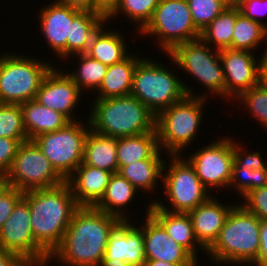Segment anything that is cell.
<instances>
[{
    "mask_svg": "<svg viewBox=\"0 0 267 266\" xmlns=\"http://www.w3.org/2000/svg\"><path fill=\"white\" fill-rule=\"evenodd\" d=\"M143 266H198V264H172L160 260H145Z\"/></svg>",
    "mask_w": 267,
    "mask_h": 266,
    "instance_id": "cell-49",
    "label": "cell"
},
{
    "mask_svg": "<svg viewBox=\"0 0 267 266\" xmlns=\"http://www.w3.org/2000/svg\"><path fill=\"white\" fill-rule=\"evenodd\" d=\"M10 182L6 175H0V197L10 188Z\"/></svg>",
    "mask_w": 267,
    "mask_h": 266,
    "instance_id": "cell-50",
    "label": "cell"
},
{
    "mask_svg": "<svg viewBox=\"0 0 267 266\" xmlns=\"http://www.w3.org/2000/svg\"><path fill=\"white\" fill-rule=\"evenodd\" d=\"M234 202L225 205L217 197L211 196L188 214L193 224L194 235L199 244L207 250L217 239Z\"/></svg>",
    "mask_w": 267,
    "mask_h": 266,
    "instance_id": "cell-20",
    "label": "cell"
},
{
    "mask_svg": "<svg viewBox=\"0 0 267 266\" xmlns=\"http://www.w3.org/2000/svg\"><path fill=\"white\" fill-rule=\"evenodd\" d=\"M240 12L267 29V24L260 17L267 14V0H246L240 7Z\"/></svg>",
    "mask_w": 267,
    "mask_h": 266,
    "instance_id": "cell-43",
    "label": "cell"
},
{
    "mask_svg": "<svg viewBox=\"0 0 267 266\" xmlns=\"http://www.w3.org/2000/svg\"><path fill=\"white\" fill-rule=\"evenodd\" d=\"M72 56L74 58L75 56L79 58V64L77 67L78 70L75 67L76 71L72 70L71 73L69 71H66L67 74L78 86L82 94L85 92V90H90L91 92L93 90L97 92L107 72L108 66L102 64L98 60L90 58L85 53Z\"/></svg>",
    "mask_w": 267,
    "mask_h": 266,
    "instance_id": "cell-33",
    "label": "cell"
},
{
    "mask_svg": "<svg viewBox=\"0 0 267 266\" xmlns=\"http://www.w3.org/2000/svg\"><path fill=\"white\" fill-rule=\"evenodd\" d=\"M203 97L185 96L156 115L155 129L159 148L166 155H182L196 138L208 102Z\"/></svg>",
    "mask_w": 267,
    "mask_h": 266,
    "instance_id": "cell-6",
    "label": "cell"
},
{
    "mask_svg": "<svg viewBox=\"0 0 267 266\" xmlns=\"http://www.w3.org/2000/svg\"><path fill=\"white\" fill-rule=\"evenodd\" d=\"M107 24H103L93 35L85 54L106 66H111L124 60L130 53L123 34L120 31L109 30L108 27L106 29Z\"/></svg>",
    "mask_w": 267,
    "mask_h": 266,
    "instance_id": "cell-24",
    "label": "cell"
},
{
    "mask_svg": "<svg viewBox=\"0 0 267 266\" xmlns=\"http://www.w3.org/2000/svg\"><path fill=\"white\" fill-rule=\"evenodd\" d=\"M165 56L171 59L178 70L193 76L209 90V94L203 92L199 97L208 99L211 95H217V98L220 96L225 99V77L218 50L213 51L211 46L198 38L177 45Z\"/></svg>",
    "mask_w": 267,
    "mask_h": 266,
    "instance_id": "cell-9",
    "label": "cell"
},
{
    "mask_svg": "<svg viewBox=\"0 0 267 266\" xmlns=\"http://www.w3.org/2000/svg\"><path fill=\"white\" fill-rule=\"evenodd\" d=\"M69 8L78 11H93L95 12L94 0H56Z\"/></svg>",
    "mask_w": 267,
    "mask_h": 266,
    "instance_id": "cell-46",
    "label": "cell"
},
{
    "mask_svg": "<svg viewBox=\"0 0 267 266\" xmlns=\"http://www.w3.org/2000/svg\"><path fill=\"white\" fill-rule=\"evenodd\" d=\"M6 176L10 186L22 192L53 188L65 182L32 140L20 144Z\"/></svg>",
    "mask_w": 267,
    "mask_h": 266,
    "instance_id": "cell-12",
    "label": "cell"
},
{
    "mask_svg": "<svg viewBox=\"0 0 267 266\" xmlns=\"http://www.w3.org/2000/svg\"><path fill=\"white\" fill-rule=\"evenodd\" d=\"M17 53L0 55V103L21 104L34 100L43 79L54 66Z\"/></svg>",
    "mask_w": 267,
    "mask_h": 266,
    "instance_id": "cell-7",
    "label": "cell"
},
{
    "mask_svg": "<svg viewBox=\"0 0 267 266\" xmlns=\"http://www.w3.org/2000/svg\"><path fill=\"white\" fill-rule=\"evenodd\" d=\"M82 122H69L62 129L32 139L65 181L83 162L85 140L91 127L89 120Z\"/></svg>",
    "mask_w": 267,
    "mask_h": 266,
    "instance_id": "cell-10",
    "label": "cell"
},
{
    "mask_svg": "<svg viewBox=\"0 0 267 266\" xmlns=\"http://www.w3.org/2000/svg\"><path fill=\"white\" fill-rule=\"evenodd\" d=\"M260 247L257 258L250 264V266H267V220L260 219L259 226Z\"/></svg>",
    "mask_w": 267,
    "mask_h": 266,
    "instance_id": "cell-44",
    "label": "cell"
},
{
    "mask_svg": "<svg viewBox=\"0 0 267 266\" xmlns=\"http://www.w3.org/2000/svg\"><path fill=\"white\" fill-rule=\"evenodd\" d=\"M239 8L228 7L209 23L200 34V38L215 50L231 49L233 29Z\"/></svg>",
    "mask_w": 267,
    "mask_h": 266,
    "instance_id": "cell-31",
    "label": "cell"
},
{
    "mask_svg": "<svg viewBox=\"0 0 267 266\" xmlns=\"http://www.w3.org/2000/svg\"><path fill=\"white\" fill-rule=\"evenodd\" d=\"M54 65L47 73L36 94L35 100L49 109L64 115L70 122L78 121L74 110L79 105L82 92L64 69ZM65 72V73H64Z\"/></svg>",
    "mask_w": 267,
    "mask_h": 266,
    "instance_id": "cell-17",
    "label": "cell"
},
{
    "mask_svg": "<svg viewBox=\"0 0 267 266\" xmlns=\"http://www.w3.org/2000/svg\"><path fill=\"white\" fill-rule=\"evenodd\" d=\"M137 192V189L119 172L112 173L103 197L94 207L122 221L129 220L130 217L126 215L125 210L127 211L130 202L138 197Z\"/></svg>",
    "mask_w": 267,
    "mask_h": 266,
    "instance_id": "cell-27",
    "label": "cell"
},
{
    "mask_svg": "<svg viewBox=\"0 0 267 266\" xmlns=\"http://www.w3.org/2000/svg\"><path fill=\"white\" fill-rule=\"evenodd\" d=\"M25 132L29 140L64 128L70 121L61 113L39 104L35 99L20 104Z\"/></svg>",
    "mask_w": 267,
    "mask_h": 266,
    "instance_id": "cell-25",
    "label": "cell"
},
{
    "mask_svg": "<svg viewBox=\"0 0 267 266\" xmlns=\"http://www.w3.org/2000/svg\"><path fill=\"white\" fill-rule=\"evenodd\" d=\"M138 54H129L124 60L108 66L107 72L94 98L107 99L131 94L133 75L140 59Z\"/></svg>",
    "mask_w": 267,
    "mask_h": 266,
    "instance_id": "cell-23",
    "label": "cell"
},
{
    "mask_svg": "<svg viewBox=\"0 0 267 266\" xmlns=\"http://www.w3.org/2000/svg\"><path fill=\"white\" fill-rule=\"evenodd\" d=\"M28 140H15L0 137V175H7L21 143Z\"/></svg>",
    "mask_w": 267,
    "mask_h": 266,
    "instance_id": "cell-41",
    "label": "cell"
},
{
    "mask_svg": "<svg viewBox=\"0 0 267 266\" xmlns=\"http://www.w3.org/2000/svg\"><path fill=\"white\" fill-rule=\"evenodd\" d=\"M23 197L29 204L34 239L51 255L80 207L71 187L65 181L53 188L26 191Z\"/></svg>",
    "mask_w": 267,
    "mask_h": 266,
    "instance_id": "cell-2",
    "label": "cell"
},
{
    "mask_svg": "<svg viewBox=\"0 0 267 266\" xmlns=\"http://www.w3.org/2000/svg\"><path fill=\"white\" fill-rule=\"evenodd\" d=\"M149 214L173 240L184 247L197 261L198 250L206 252L194 235L192 220L188 213L169 212L152 203Z\"/></svg>",
    "mask_w": 267,
    "mask_h": 266,
    "instance_id": "cell-22",
    "label": "cell"
},
{
    "mask_svg": "<svg viewBox=\"0 0 267 266\" xmlns=\"http://www.w3.org/2000/svg\"><path fill=\"white\" fill-rule=\"evenodd\" d=\"M80 11L69 8L58 1L50 2L43 9L40 8V33L44 36L46 44L59 59L67 60V38H70L72 19ZM65 58V59H64Z\"/></svg>",
    "mask_w": 267,
    "mask_h": 266,
    "instance_id": "cell-19",
    "label": "cell"
},
{
    "mask_svg": "<svg viewBox=\"0 0 267 266\" xmlns=\"http://www.w3.org/2000/svg\"><path fill=\"white\" fill-rule=\"evenodd\" d=\"M151 204L147 205L144 225L139 227L143 231L145 260H160L172 264H198L197 260L175 240L149 214Z\"/></svg>",
    "mask_w": 267,
    "mask_h": 266,
    "instance_id": "cell-18",
    "label": "cell"
},
{
    "mask_svg": "<svg viewBox=\"0 0 267 266\" xmlns=\"http://www.w3.org/2000/svg\"><path fill=\"white\" fill-rule=\"evenodd\" d=\"M0 137L29 140L20 104L0 103Z\"/></svg>",
    "mask_w": 267,
    "mask_h": 266,
    "instance_id": "cell-35",
    "label": "cell"
},
{
    "mask_svg": "<svg viewBox=\"0 0 267 266\" xmlns=\"http://www.w3.org/2000/svg\"><path fill=\"white\" fill-rule=\"evenodd\" d=\"M105 23L106 19L96 12L80 11L72 19L70 38H67V59L86 53L93 35Z\"/></svg>",
    "mask_w": 267,
    "mask_h": 266,
    "instance_id": "cell-29",
    "label": "cell"
},
{
    "mask_svg": "<svg viewBox=\"0 0 267 266\" xmlns=\"http://www.w3.org/2000/svg\"><path fill=\"white\" fill-rule=\"evenodd\" d=\"M241 205L259 219L267 220V185L251 190L243 198Z\"/></svg>",
    "mask_w": 267,
    "mask_h": 266,
    "instance_id": "cell-39",
    "label": "cell"
},
{
    "mask_svg": "<svg viewBox=\"0 0 267 266\" xmlns=\"http://www.w3.org/2000/svg\"><path fill=\"white\" fill-rule=\"evenodd\" d=\"M158 149L157 132L119 138L117 145L119 170L134 161L149 159Z\"/></svg>",
    "mask_w": 267,
    "mask_h": 266,
    "instance_id": "cell-30",
    "label": "cell"
},
{
    "mask_svg": "<svg viewBox=\"0 0 267 266\" xmlns=\"http://www.w3.org/2000/svg\"><path fill=\"white\" fill-rule=\"evenodd\" d=\"M112 173L83 162L66 180L79 206L94 207L103 197Z\"/></svg>",
    "mask_w": 267,
    "mask_h": 266,
    "instance_id": "cell-21",
    "label": "cell"
},
{
    "mask_svg": "<svg viewBox=\"0 0 267 266\" xmlns=\"http://www.w3.org/2000/svg\"><path fill=\"white\" fill-rule=\"evenodd\" d=\"M121 0H94L95 12L107 19L118 7Z\"/></svg>",
    "mask_w": 267,
    "mask_h": 266,
    "instance_id": "cell-45",
    "label": "cell"
},
{
    "mask_svg": "<svg viewBox=\"0 0 267 266\" xmlns=\"http://www.w3.org/2000/svg\"><path fill=\"white\" fill-rule=\"evenodd\" d=\"M118 138L98 134L90 129L84 145L83 163L111 173L119 171Z\"/></svg>",
    "mask_w": 267,
    "mask_h": 266,
    "instance_id": "cell-28",
    "label": "cell"
},
{
    "mask_svg": "<svg viewBox=\"0 0 267 266\" xmlns=\"http://www.w3.org/2000/svg\"><path fill=\"white\" fill-rule=\"evenodd\" d=\"M121 221L95 207L80 206L48 264L55 259L63 266H100L109 236Z\"/></svg>",
    "mask_w": 267,
    "mask_h": 266,
    "instance_id": "cell-1",
    "label": "cell"
},
{
    "mask_svg": "<svg viewBox=\"0 0 267 266\" xmlns=\"http://www.w3.org/2000/svg\"><path fill=\"white\" fill-rule=\"evenodd\" d=\"M173 72L160 61L158 64L154 59L142 57L134 71L131 95L155 115L186 95L199 97Z\"/></svg>",
    "mask_w": 267,
    "mask_h": 266,
    "instance_id": "cell-5",
    "label": "cell"
},
{
    "mask_svg": "<svg viewBox=\"0 0 267 266\" xmlns=\"http://www.w3.org/2000/svg\"><path fill=\"white\" fill-rule=\"evenodd\" d=\"M24 192L19 191L15 187H10L0 197V230L5 221L11 215L17 202L23 197Z\"/></svg>",
    "mask_w": 267,
    "mask_h": 266,
    "instance_id": "cell-42",
    "label": "cell"
},
{
    "mask_svg": "<svg viewBox=\"0 0 267 266\" xmlns=\"http://www.w3.org/2000/svg\"><path fill=\"white\" fill-rule=\"evenodd\" d=\"M239 104L245 106L252 117L267 130V87L258 84L243 92L237 99Z\"/></svg>",
    "mask_w": 267,
    "mask_h": 266,
    "instance_id": "cell-37",
    "label": "cell"
},
{
    "mask_svg": "<svg viewBox=\"0 0 267 266\" xmlns=\"http://www.w3.org/2000/svg\"><path fill=\"white\" fill-rule=\"evenodd\" d=\"M160 152L163 153L159 148L149 159L134 161L123 166L118 172L128 180L138 192L142 190L143 193L145 191L151 194L157 189L158 182L162 180L165 159L161 156L164 154Z\"/></svg>",
    "mask_w": 267,
    "mask_h": 266,
    "instance_id": "cell-26",
    "label": "cell"
},
{
    "mask_svg": "<svg viewBox=\"0 0 267 266\" xmlns=\"http://www.w3.org/2000/svg\"><path fill=\"white\" fill-rule=\"evenodd\" d=\"M90 106L91 130L113 137L123 138L156 132V115L131 94L107 99L94 98Z\"/></svg>",
    "mask_w": 267,
    "mask_h": 266,
    "instance_id": "cell-3",
    "label": "cell"
},
{
    "mask_svg": "<svg viewBox=\"0 0 267 266\" xmlns=\"http://www.w3.org/2000/svg\"><path fill=\"white\" fill-rule=\"evenodd\" d=\"M154 36L159 48L170 53L177 45L200 38L187 0H160L151 21L138 33Z\"/></svg>",
    "mask_w": 267,
    "mask_h": 266,
    "instance_id": "cell-11",
    "label": "cell"
},
{
    "mask_svg": "<svg viewBox=\"0 0 267 266\" xmlns=\"http://www.w3.org/2000/svg\"><path fill=\"white\" fill-rule=\"evenodd\" d=\"M159 2L160 0H121L117 9L106 19V22L108 23L121 13L120 15L125 16L124 18L129 19L128 21L138 25L136 32L140 33L151 21Z\"/></svg>",
    "mask_w": 267,
    "mask_h": 266,
    "instance_id": "cell-34",
    "label": "cell"
},
{
    "mask_svg": "<svg viewBox=\"0 0 267 266\" xmlns=\"http://www.w3.org/2000/svg\"><path fill=\"white\" fill-rule=\"evenodd\" d=\"M219 57L225 77V101L228 98L234 103L243 92L260 83L259 57L254 52L229 48L220 50Z\"/></svg>",
    "mask_w": 267,
    "mask_h": 266,
    "instance_id": "cell-15",
    "label": "cell"
},
{
    "mask_svg": "<svg viewBox=\"0 0 267 266\" xmlns=\"http://www.w3.org/2000/svg\"><path fill=\"white\" fill-rule=\"evenodd\" d=\"M262 42L267 43V29L240 13L234 24L231 49L255 52Z\"/></svg>",
    "mask_w": 267,
    "mask_h": 266,
    "instance_id": "cell-32",
    "label": "cell"
},
{
    "mask_svg": "<svg viewBox=\"0 0 267 266\" xmlns=\"http://www.w3.org/2000/svg\"><path fill=\"white\" fill-rule=\"evenodd\" d=\"M182 157V155H168L170 159L168 169L166 160L164 162L160 182H163L164 194L168 198L167 201L169 200L168 205L157 199L150 200V204L154 203L158 208L169 212L189 213L213 195L201 183L187 158Z\"/></svg>",
    "mask_w": 267,
    "mask_h": 266,
    "instance_id": "cell-8",
    "label": "cell"
},
{
    "mask_svg": "<svg viewBox=\"0 0 267 266\" xmlns=\"http://www.w3.org/2000/svg\"><path fill=\"white\" fill-rule=\"evenodd\" d=\"M131 221V222H130ZM132 220L121 221L109 236L100 266H143V231Z\"/></svg>",
    "mask_w": 267,
    "mask_h": 266,
    "instance_id": "cell-16",
    "label": "cell"
},
{
    "mask_svg": "<svg viewBox=\"0 0 267 266\" xmlns=\"http://www.w3.org/2000/svg\"><path fill=\"white\" fill-rule=\"evenodd\" d=\"M266 49H264L263 54H261L259 59V74H260V84L267 87V43L265 44ZM263 55V56H262Z\"/></svg>",
    "mask_w": 267,
    "mask_h": 266,
    "instance_id": "cell-48",
    "label": "cell"
},
{
    "mask_svg": "<svg viewBox=\"0 0 267 266\" xmlns=\"http://www.w3.org/2000/svg\"><path fill=\"white\" fill-rule=\"evenodd\" d=\"M267 184V169L253 170L244 166H232L231 179L228 188L234 190L243 198L251 190ZM230 186V187H229Z\"/></svg>",
    "mask_w": 267,
    "mask_h": 266,
    "instance_id": "cell-36",
    "label": "cell"
},
{
    "mask_svg": "<svg viewBox=\"0 0 267 266\" xmlns=\"http://www.w3.org/2000/svg\"><path fill=\"white\" fill-rule=\"evenodd\" d=\"M260 219L236 204L229 212L224 226L205 254L214 264L249 266L258 256ZM242 264V265H241Z\"/></svg>",
    "mask_w": 267,
    "mask_h": 266,
    "instance_id": "cell-4",
    "label": "cell"
},
{
    "mask_svg": "<svg viewBox=\"0 0 267 266\" xmlns=\"http://www.w3.org/2000/svg\"><path fill=\"white\" fill-rule=\"evenodd\" d=\"M187 3L193 23L200 32L228 8L225 0H187Z\"/></svg>",
    "mask_w": 267,
    "mask_h": 266,
    "instance_id": "cell-38",
    "label": "cell"
},
{
    "mask_svg": "<svg viewBox=\"0 0 267 266\" xmlns=\"http://www.w3.org/2000/svg\"><path fill=\"white\" fill-rule=\"evenodd\" d=\"M0 266H28L15 253L0 248Z\"/></svg>",
    "mask_w": 267,
    "mask_h": 266,
    "instance_id": "cell-47",
    "label": "cell"
},
{
    "mask_svg": "<svg viewBox=\"0 0 267 266\" xmlns=\"http://www.w3.org/2000/svg\"><path fill=\"white\" fill-rule=\"evenodd\" d=\"M246 0H225L228 7L238 8L240 7Z\"/></svg>",
    "mask_w": 267,
    "mask_h": 266,
    "instance_id": "cell-51",
    "label": "cell"
},
{
    "mask_svg": "<svg viewBox=\"0 0 267 266\" xmlns=\"http://www.w3.org/2000/svg\"><path fill=\"white\" fill-rule=\"evenodd\" d=\"M234 159L232 166H244L253 170L267 169V161L263 160L261 152H249L233 139Z\"/></svg>",
    "mask_w": 267,
    "mask_h": 266,
    "instance_id": "cell-40",
    "label": "cell"
},
{
    "mask_svg": "<svg viewBox=\"0 0 267 266\" xmlns=\"http://www.w3.org/2000/svg\"><path fill=\"white\" fill-rule=\"evenodd\" d=\"M218 138L186 156L201 183L209 190L228 188L234 159L233 137Z\"/></svg>",
    "mask_w": 267,
    "mask_h": 266,
    "instance_id": "cell-14",
    "label": "cell"
},
{
    "mask_svg": "<svg viewBox=\"0 0 267 266\" xmlns=\"http://www.w3.org/2000/svg\"><path fill=\"white\" fill-rule=\"evenodd\" d=\"M0 248L15 253L28 266H49V254L35 241L29 204L22 197L0 230Z\"/></svg>",
    "mask_w": 267,
    "mask_h": 266,
    "instance_id": "cell-13",
    "label": "cell"
}]
</instances>
